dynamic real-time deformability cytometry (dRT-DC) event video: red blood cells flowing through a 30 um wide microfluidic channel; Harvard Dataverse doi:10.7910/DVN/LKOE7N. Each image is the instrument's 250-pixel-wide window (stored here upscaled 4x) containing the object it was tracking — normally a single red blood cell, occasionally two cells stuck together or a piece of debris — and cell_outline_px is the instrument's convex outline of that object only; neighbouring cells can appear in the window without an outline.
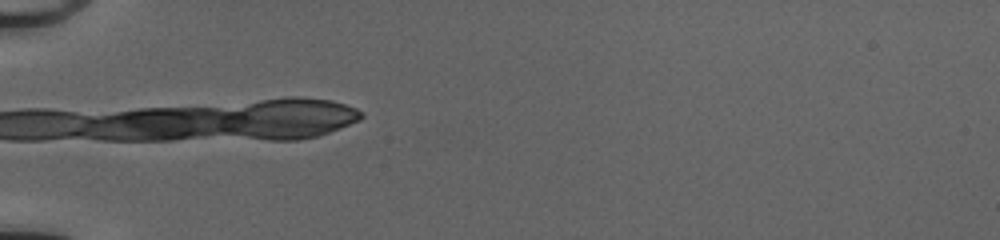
{"species": "common noctule bat (a hibernating species)", "species_latin": "Nyctalus noctula", "temperature_condition": "cold", "stored_images_in_passage": 2, "camera_frame_rate_fps": 3000, "um_per_image_px": 0.085, "animal": {"sex": "female", "body_mass_g": 20.0, "forearm_length_mm": 54.0}, "frame": {"image": 1, "passage_image": 1, "time_ms": 0.0, "image_size_px": [1000, 240], "cell_outline_px": [[244, 120], [236, 128], [180, 136], [152, 136], [104, 120], [112, 116], [128, 112], [244, 112]], "centroid_in_image_um": [15.11, 10.39], "position_along_channel_um": 69.9, "area_um2": 18.61}}